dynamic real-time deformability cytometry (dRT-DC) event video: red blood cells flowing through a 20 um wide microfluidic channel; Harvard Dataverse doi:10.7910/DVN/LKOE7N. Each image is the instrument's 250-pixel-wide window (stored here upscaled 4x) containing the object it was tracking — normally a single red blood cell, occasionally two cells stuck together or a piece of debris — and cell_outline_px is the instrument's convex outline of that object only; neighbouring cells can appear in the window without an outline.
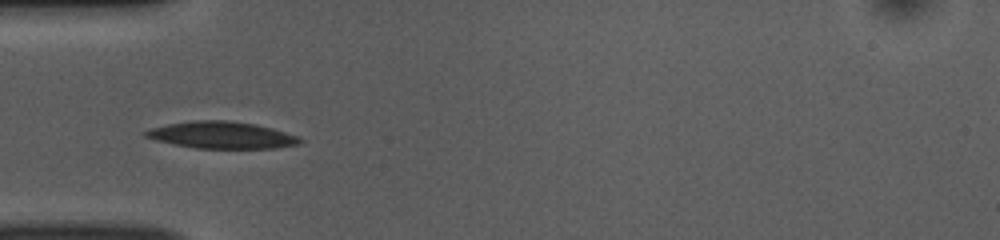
{"species": "common noctule bat (a hibernating species)", "species_latin": "Nyctalus noctula", "temperature_condition": "room temperature", "stored_images_in_passage": 12, "camera_frame_rate_fps": 3000, "um_per_image_px": 0.085, "animal": {"sex": "female", "body_mass_g": 10.0, "forearm_length_mm": 53.1}, "frame": {"image": 1, "passage_image": 3, "time_ms": 0.667, "image_size_px": [1000, 240], "cell_outline_px": [[304, 140], [300, 144], [276, 148], [196, 148], [156, 140], [144, 136], [144, 132], [152, 128], [168, 124], [196, 120], [228, 120], [256, 124], [272, 128], [296, 136]], "centroid_in_image_um": [18.88, 11.48], "position_along_channel_um": 66.1, "area_um2": 23.93}}
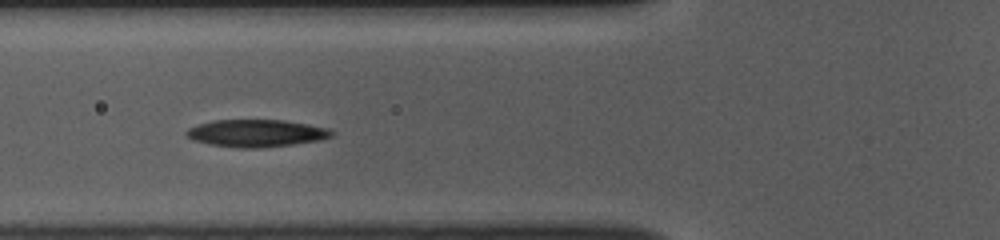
{"frame": {"image": 2, "passage_image": 6, "time_ms": 1.667, "image_size_px": [1000, 240], "cell_outline_px": [[336, 132], [332, 136], [320, 140], [292, 144], [260, 148], [240, 148], [212, 144], [192, 140], [184, 132], [188, 128], [212, 120], [284, 120], [308, 124], [328, 128]], "centroid_in_image_um": [21.81, 11.32], "position_along_channel_um": 104.0, "area_um2": 23.06}}
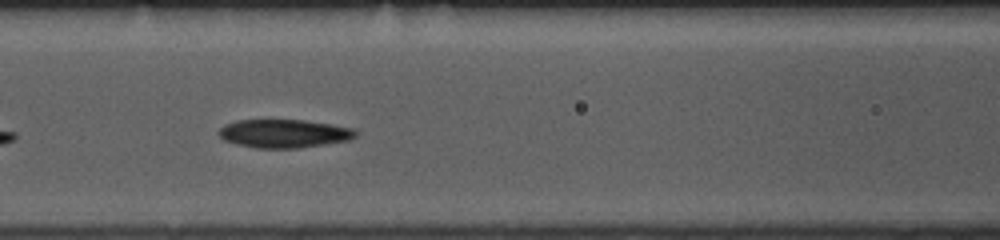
{"frame": {"image": 3, "passage_image": 9, "time_ms": 2.667, "image_size_px": [1000, 240], "cell_outline_px": [[356, 136], [348, 140], [300, 148], [256, 148], [236, 144], [224, 140], [216, 132], [224, 124], [236, 120], [304, 120], [332, 124], [352, 128], [356, 132]], "centroid_in_image_um": [24.1, 11.35], "position_along_channel_um": 142.5, "area_um2": 22.66}}